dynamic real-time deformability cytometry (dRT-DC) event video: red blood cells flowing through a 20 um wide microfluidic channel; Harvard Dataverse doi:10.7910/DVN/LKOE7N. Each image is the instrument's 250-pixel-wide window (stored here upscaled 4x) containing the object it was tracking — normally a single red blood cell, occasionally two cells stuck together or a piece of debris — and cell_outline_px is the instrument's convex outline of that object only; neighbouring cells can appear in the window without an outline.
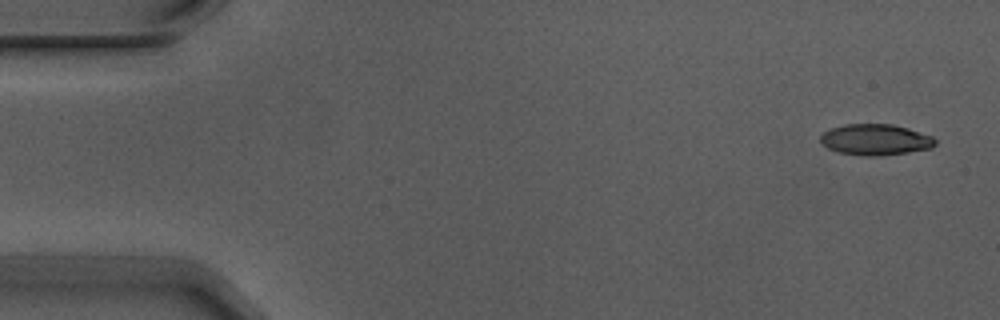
{"species": "Egyptian fruit bat (a non-hibernating species)", "species_latin": "Rousettus aegyptiacus", "temperature_condition": "warm", "stored_images_in_passage": 5, "segment_of_instrument_passage": [1, 2], "camera_frame_rate_fps": 3000, "um_per_image_px": 0.085, "animal": {"sex": "male"}, "frame": {"image": 1, "passage_image": 1, "time_ms": 0.0, "image_size_px": [1000, 320], "cell_outline_px": [[936, 144], [932, 148], [908, 152], [876, 156], [864, 156], [840, 152], [828, 148], [820, 140], [820, 136], [824, 132], [832, 128], [844, 124], [892, 124], [908, 128], [932, 136], [936, 140]], "centroid_in_image_um": [74.44, 11.86], "position_along_channel_um": 10.6, "area_um2": 20.63}}
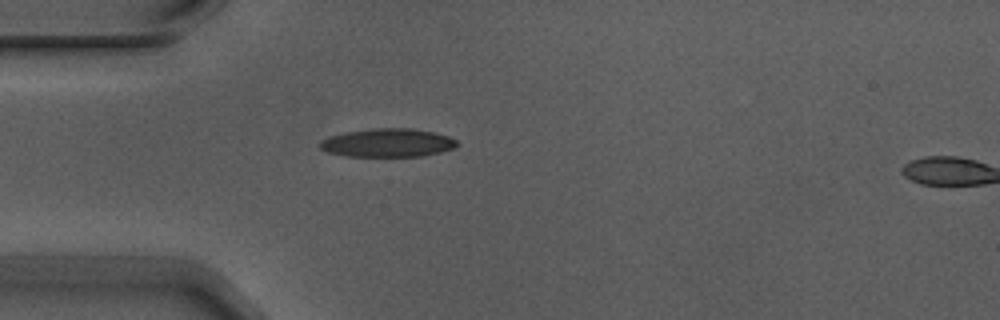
{"frame": {"image": 2, "passage_image": 4, "time_ms": 1.0, "image_size_px": [1000, 320], "cell_outline_px": [[460, 144], [452, 148], [440, 152], [420, 156], [348, 156], [328, 152], [320, 148], [320, 144], [328, 136], [344, 132], [372, 128], [412, 128], [436, 132], [448, 136], [456, 140]], "centroid_in_image_um": [32.98, 12.12], "position_along_channel_um": 52.0, "area_um2": 22.66}}